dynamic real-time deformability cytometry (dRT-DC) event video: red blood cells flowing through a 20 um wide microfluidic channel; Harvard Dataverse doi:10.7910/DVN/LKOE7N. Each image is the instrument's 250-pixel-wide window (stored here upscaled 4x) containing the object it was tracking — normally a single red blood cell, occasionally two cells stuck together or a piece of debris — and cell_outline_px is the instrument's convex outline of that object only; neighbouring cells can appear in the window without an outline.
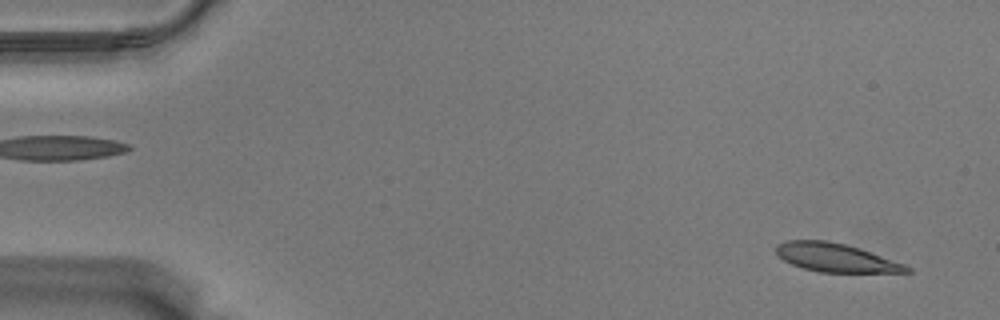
{"species": "Egyptian fruit bat (a non-hibernating species)", "species_latin": "Rousettus aegyptiacus", "temperature_condition": "warm", "stored_images_in_passage": 57, "camera_frame_rate_fps": 3000, "um_per_image_px": 0.085, "animal": {"sex": "male"}, "frame": {"image": 1, "passage_image": 3, "time_ms": 0.667, "image_size_px": [1000, 320], "cell_outline_px": [[912, 272], [820, 272], [804, 268], [792, 264], [784, 260], [776, 252], [776, 244], [788, 240], [828, 240], [860, 248], [904, 264], [912, 268]], "centroid_in_image_um": [71.04, 21.89], "position_along_channel_um": 14.0, "area_um2": 21.5}}
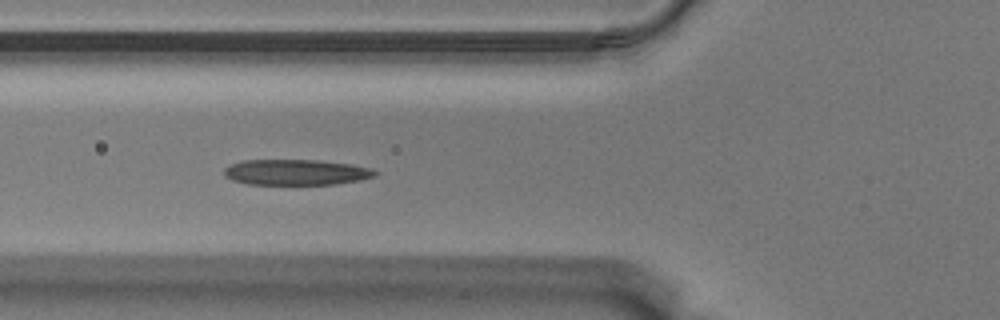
{"frame": {"image": 2, "passage_image": 21, "time_ms": 6.667, "image_size_px": [1000, 320], "cell_outline_px": [[380, 172], [376, 176], [360, 180], [336, 184], [248, 184], [232, 180], [224, 176], [224, 168], [232, 164], [244, 160], [320, 160], [352, 164], [372, 168]], "centroid_in_image_um": [25.21, 14.64], "position_along_channel_um": 100.6, "area_um2": 22.72}}
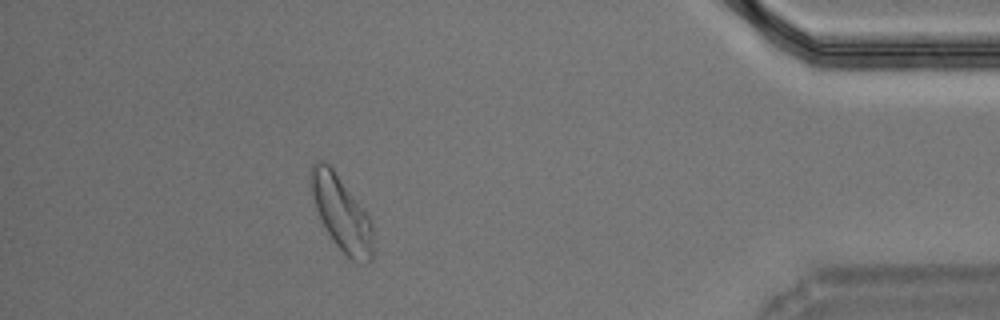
{"frame": {"image": 3, "passage_image": 51, "time_ms": 16.667, "image_size_px": [1000, 320], "cell_outline_px": [[372, 260], [368, 264], [364, 264], [352, 260], [332, 240], [316, 208], [308, 180], [308, 172], [312, 164], [316, 160], [324, 160], [332, 168], [368, 216], [372, 224]], "centroid_in_image_um": [28.99, 18.11], "position_along_channel_um": 406.2, "area_um2": 26.59}, "authors_computed_cell_mechanics": {"area_um2": 22.7732, "velocity_mm_per_s": 3.5114, "shape_relaxation_time_tau1_ms": null, "shape_relaxation_time_tau2_ms": 2.7738, "deformation_change_tau1": null, "deformation_change_tau2": 0.1043}}